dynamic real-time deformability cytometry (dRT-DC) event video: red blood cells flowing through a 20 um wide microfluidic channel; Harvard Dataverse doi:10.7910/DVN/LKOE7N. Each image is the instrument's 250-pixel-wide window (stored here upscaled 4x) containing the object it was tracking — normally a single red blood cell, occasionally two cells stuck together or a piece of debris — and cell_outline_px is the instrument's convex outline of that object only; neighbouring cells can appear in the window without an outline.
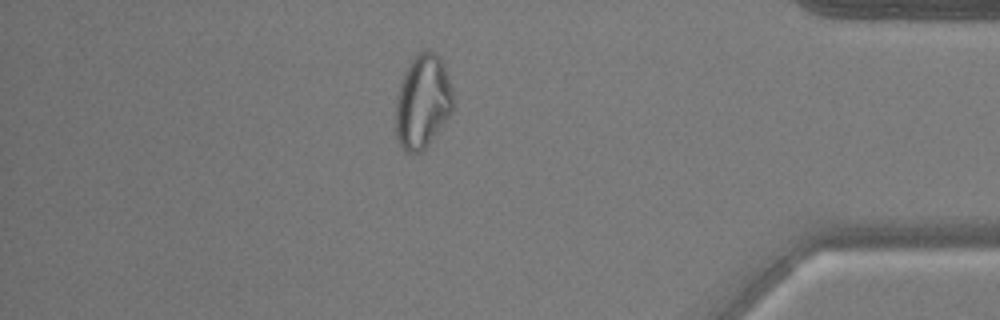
{"species": "common noctule bat (a hibernating species)", "species_latin": "Nyctalus noctula", "temperature_condition": "warm", "stored_images_in_passage": 53, "camera_frame_rate_fps": 3000, "um_per_image_px": 0.085, "animal": {"sex": "male", "body_mass_g": 17.9, "forearm_length_mm": 54.2}, "frame": {"image": 1, "passage_image": 46, "time_ms": 15.0, "image_size_px": [1000, 320], "cell_outline_px": [[452, 112], [428, 144], [420, 152], [404, 152], [396, 136], [396, 96], [404, 72], [408, 64], [416, 52], [424, 48], [440, 56], [444, 64], [452, 88]], "centroid_in_image_um": [35.91, 8.59], "position_along_channel_um": 399.3, "area_um2": 31.44}}